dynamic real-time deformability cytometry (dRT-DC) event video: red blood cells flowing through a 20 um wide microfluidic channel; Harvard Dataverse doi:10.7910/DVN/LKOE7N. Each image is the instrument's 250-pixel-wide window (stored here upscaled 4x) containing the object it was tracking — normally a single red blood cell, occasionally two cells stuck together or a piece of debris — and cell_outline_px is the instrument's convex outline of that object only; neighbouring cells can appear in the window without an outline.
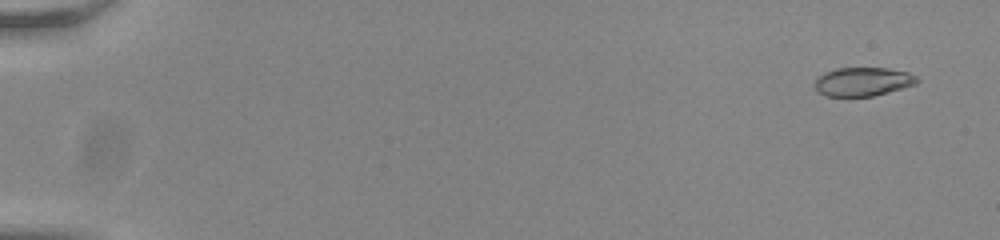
{"species": "common noctule bat (a hibernating species)", "species_latin": "Nyctalus noctula", "temperature_condition": "room temperature", "stored_images_in_passage": 56, "camera_frame_rate_fps": 3000, "um_per_image_px": 0.085, "animal": {"sex": "male", "body_mass_g": 20.0, "forearm_length_mm": 53.3}, "frame": {"image": 1, "passage_image": 4, "time_ms": 1.0, "image_size_px": [1000, 240], "cell_outline_px": [[920, 80], [916, 84], [888, 92], [872, 96], [824, 96], [816, 88], [816, 80], [824, 72], [836, 68], [888, 68], [908, 72], [916, 76]], "centroid_in_image_um": [73.37, 6.93], "position_along_channel_um": 11.6, "area_um2": 16.99}}
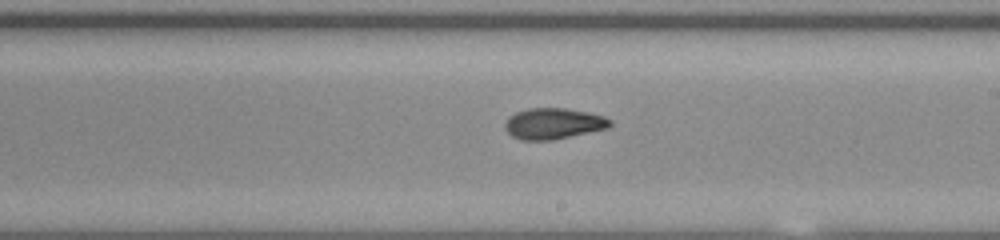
{"frame": {"image": 2, "passage_image": 35, "time_ms": 11.333, "image_size_px": [1000, 240], "cell_outline_px": [[612, 124], [608, 128], [552, 140], [520, 140], [512, 136], [504, 128], [504, 124], [508, 116], [516, 112], [528, 108], [564, 108], [588, 112], [604, 116], [612, 120]], "centroid_in_image_um": [47.02, 10.5], "position_along_channel_um": 242.0, "area_um2": 19.07}}
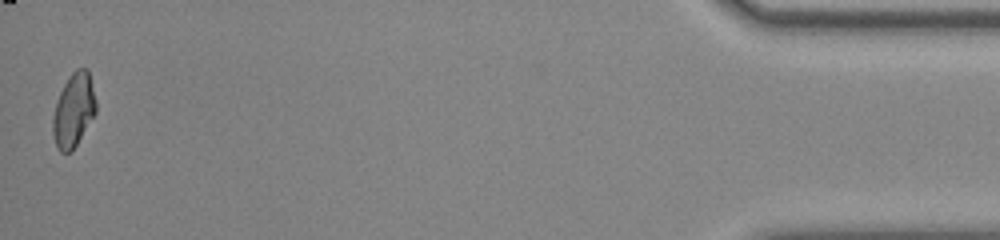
{"frame": {"image": 3, "passage_image": 56, "time_ms": 18.333, "image_size_px": [1000, 240], "cell_outline_px": [[96, 112], [72, 152], [60, 152], [56, 144], [52, 132], [52, 120], [56, 104], [60, 92], [68, 76], [76, 68], [88, 68], [96, 100]], "centroid_in_image_um": [6.26, 9.35], "position_along_channel_um": 428.9, "area_um2": 18.5}, "authors_computed_cell_mechanics": {"area_um2": 18.6694, "velocity_mm_per_s": 3.8301, "shape_relaxation_time_tau1_ms": 10.8541, "shape_relaxation_time_tau2_ms": 2.024, "deformation_change_tau1": 0.2336, "deformation_change_tau2": 0.0617}}